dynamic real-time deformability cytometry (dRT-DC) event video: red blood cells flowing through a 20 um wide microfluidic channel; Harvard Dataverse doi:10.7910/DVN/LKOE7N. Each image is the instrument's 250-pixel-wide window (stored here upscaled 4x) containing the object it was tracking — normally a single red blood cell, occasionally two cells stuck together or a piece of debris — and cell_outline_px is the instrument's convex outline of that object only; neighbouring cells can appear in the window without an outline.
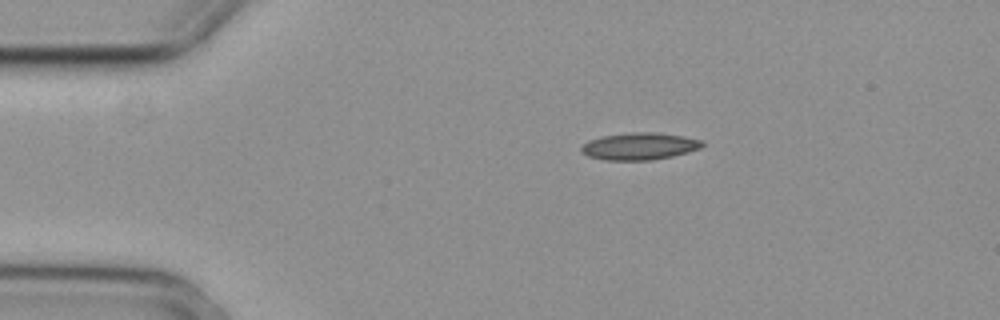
{"species": "common noctule bat (a hibernating species)", "species_latin": "Nyctalus noctula", "temperature_condition": "cold", "stored_images_in_passage": 3, "camera_frame_rate_fps": 3000, "um_per_image_px": 0.085, "animal": {"sex": "female", "body_mass_g": 29.2, "forearm_length_mm": 56.3}, "frame": {"image": 1, "passage_image": 1, "time_ms": 0.0, "image_size_px": [1000, 320], "cell_outline_px": [[704, 144], [700, 148], [688, 152], [672, 156], [652, 160], [604, 160], [588, 156], [580, 152], [580, 148], [588, 140], [600, 136], [632, 132], [656, 132], [684, 136], [704, 140]], "centroid_in_image_um": [54.35, 12.42], "position_along_channel_um": 30.7, "area_um2": 19.31}}
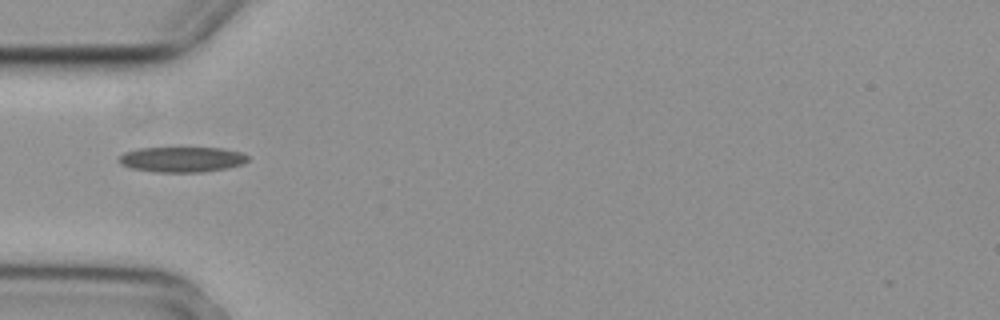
{"frame": {"image": 2, "passage_image": 3, "time_ms": 0.667, "image_size_px": [1000, 320], "cell_outline_px": [[248, 160], [244, 164], [228, 168], [200, 172], [152, 172], [132, 168], [120, 164], [120, 156], [124, 152], [140, 148], [224, 148], [240, 152], [248, 156]], "centroid_in_image_um": [15.49, 13.55], "position_along_channel_um": 69.5, "area_um2": 19.02}}